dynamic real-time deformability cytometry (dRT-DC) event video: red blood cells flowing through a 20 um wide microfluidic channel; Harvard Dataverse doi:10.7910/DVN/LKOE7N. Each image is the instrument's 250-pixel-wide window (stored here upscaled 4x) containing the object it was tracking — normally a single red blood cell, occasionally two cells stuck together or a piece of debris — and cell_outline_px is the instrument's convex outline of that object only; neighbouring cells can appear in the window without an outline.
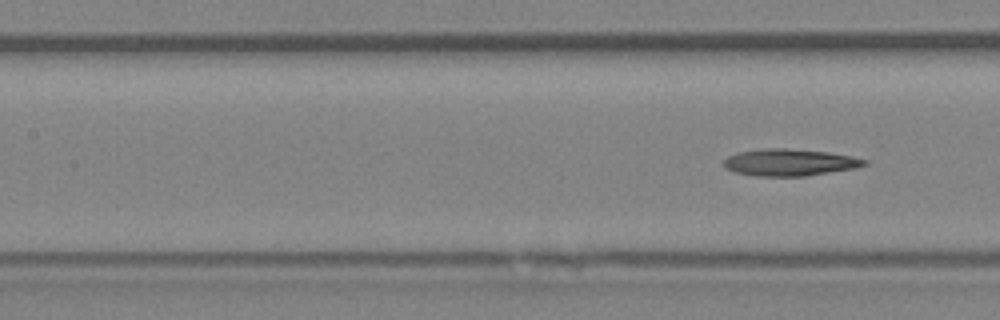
{"species": "Egyptian fruit bat (a non-hibernating species)", "species_latin": "Rousettus aegyptiacus", "temperature_condition": "room temperature", "stored_images_in_passage": 9, "segment_of_instrument_passage": [2, 2], "camera_frame_rate_fps": 3000, "um_per_image_px": 0.085, "animal": {"sex": "female"}, "frame": {"image": 1, "passage_image": 9, "time_ms": 10.0, "image_size_px": [1000, 320], "cell_outline_px": [[868, 164], [856, 168], [804, 176], [756, 176], [736, 172], [724, 168], [720, 164], [728, 156], [736, 152], [768, 148], [784, 148], [828, 152], [852, 156], [868, 160]], "centroid_in_image_um": [67.09, 13.8], "position_along_channel_um": 140.3, "area_um2": 22.14}}